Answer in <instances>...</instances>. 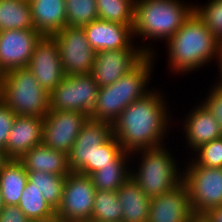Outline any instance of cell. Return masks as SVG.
Masks as SVG:
<instances>
[{
    "mask_svg": "<svg viewBox=\"0 0 222 222\" xmlns=\"http://www.w3.org/2000/svg\"><path fill=\"white\" fill-rule=\"evenodd\" d=\"M89 116L76 111H50L44 117L42 143L67 155Z\"/></svg>",
    "mask_w": 222,
    "mask_h": 222,
    "instance_id": "cell-13",
    "label": "cell"
},
{
    "mask_svg": "<svg viewBox=\"0 0 222 222\" xmlns=\"http://www.w3.org/2000/svg\"><path fill=\"white\" fill-rule=\"evenodd\" d=\"M4 202H3V198H2V194H1V191H0V212L3 210V207H4Z\"/></svg>",
    "mask_w": 222,
    "mask_h": 222,
    "instance_id": "cell-42",
    "label": "cell"
},
{
    "mask_svg": "<svg viewBox=\"0 0 222 222\" xmlns=\"http://www.w3.org/2000/svg\"><path fill=\"white\" fill-rule=\"evenodd\" d=\"M10 158L7 156L4 150L0 149V172L4 166L9 162Z\"/></svg>",
    "mask_w": 222,
    "mask_h": 222,
    "instance_id": "cell-40",
    "label": "cell"
},
{
    "mask_svg": "<svg viewBox=\"0 0 222 222\" xmlns=\"http://www.w3.org/2000/svg\"><path fill=\"white\" fill-rule=\"evenodd\" d=\"M166 148L165 144L131 153V158L134 159L131 163L135 162V158L139 161L136 164L138 166L132 165L137 170L131 167V177L149 198L173 190L183 181V170L178 164L180 161H176L174 152Z\"/></svg>",
    "mask_w": 222,
    "mask_h": 222,
    "instance_id": "cell-5",
    "label": "cell"
},
{
    "mask_svg": "<svg viewBox=\"0 0 222 222\" xmlns=\"http://www.w3.org/2000/svg\"><path fill=\"white\" fill-rule=\"evenodd\" d=\"M136 0H96L101 20L133 26Z\"/></svg>",
    "mask_w": 222,
    "mask_h": 222,
    "instance_id": "cell-27",
    "label": "cell"
},
{
    "mask_svg": "<svg viewBox=\"0 0 222 222\" xmlns=\"http://www.w3.org/2000/svg\"><path fill=\"white\" fill-rule=\"evenodd\" d=\"M203 217L207 222H222V205L209 210Z\"/></svg>",
    "mask_w": 222,
    "mask_h": 222,
    "instance_id": "cell-37",
    "label": "cell"
},
{
    "mask_svg": "<svg viewBox=\"0 0 222 222\" xmlns=\"http://www.w3.org/2000/svg\"><path fill=\"white\" fill-rule=\"evenodd\" d=\"M194 153V154H193ZM192 153V160L200 166L222 167V137L212 140ZM194 155V156H193Z\"/></svg>",
    "mask_w": 222,
    "mask_h": 222,
    "instance_id": "cell-33",
    "label": "cell"
},
{
    "mask_svg": "<svg viewBox=\"0 0 222 222\" xmlns=\"http://www.w3.org/2000/svg\"><path fill=\"white\" fill-rule=\"evenodd\" d=\"M28 222H62L57 216L56 213L54 215H51L46 218H41V219H32L29 220Z\"/></svg>",
    "mask_w": 222,
    "mask_h": 222,
    "instance_id": "cell-39",
    "label": "cell"
},
{
    "mask_svg": "<svg viewBox=\"0 0 222 222\" xmlns=\"http://www.w3.org/2000/svg\"><path fill=\"white\" fill-rule=\"evenodd\" d=\"M183 0H136L133 34L153 42L167 41L194 11V4Z\"/></svg>",
    "mask_w": 222,
    "mask_h": 222,
    "instance_id": "cell-4",
    "label": "cell"
},
{
    "mask_svg": "<svg viewBox=\"0 0 222 222\" xmlns=\"http://www.w3.org/2000/svg\"><path fill=\"white\" fill-rule=\"evenodd\" d=\"M122 215L117 191H95L90 222H122Z\"/></svg>",
    "mask_w": 222,
    "mask_h": 222,
    "instance_id": "cell-26",
    "label": "cell"
},
{
    "mask_svg": "<svg viewBox=\"0 0 222 222\" xmlns=\"http://www.w3.org/2000/svg\"><path fill=\"white\" fill-rule=\"evenodd\" d=\"M28 181L24 165L16 159H10L0 172V191L4 205H18L22 191Z\"/></svg>",
    "mask_w": 222,
    "mask_h": 222,
    "instance_id": "cell-23",
    "label": "cell"
},
{
    "mask_svg": "<svg viewBox=\"0 0 222 222\" xmlns=\"http://www.w3.org/2000/svg\"><path fill=\"white\" fill-rule=\"evenodd\" d=\"M201 103L208 109L222 130V85L214 83Z\"/></svg>",
    "mask_w": 222,
    "mask_h": 222,
    "instance_id": "cell-34",
    "label": "cell"
},
{
    "mask_svg": "<svg viewBox=\"0 0 222 222\" xmlns=\"http://www.w3.org/2000/svg\"><path fill=\"white\" fill-rule=\"evenodd\" d=\"M99 86L91 73L65 76L49 93L50 111H76L90 116Z\"/></svg>",
    "mask_w": 222,
    "mask_h": 222,
    "instance_id": "cell-8",
    "label": "cell"
},
{
    "mask_svg": "<svg viewBox=\"0 0 222 222\" xmlns=\"http://www.w3.org/2000/svg\"><path fill=\"white\" fill-rule=\"evenodd\" d=\"M34 29L28 0H0V31Z\"/></svg>",
    "mask_w": 222,
    "mask_h": 222,
    "instance_id": "cell-24",
    "label": "cell"
},
{
    "mask_svg": "<svg viewBox=\"0 0 222 222\" xmlns=\"http://www.w3.org/2000/svg\"><path fill=\"white\" fill-rule=\"evenodd\" d=\"M131 154L123 151L115 136L100 146L95 155V171L105 166H131Z\"/></svg>",
    "mask_w": 222,
    "mask_h": 222,
    "instance_id": "cell-31",
    "label": "cell"
},
{
    "mask_svg": "<svg viewBox=\"0 0 222 222\" xmlns=\"http://www.w3.org/2000/svg\"><path fill=\"white\" fill-rule=\"evenodd\" d=\"M29 220L46 218L56 212L49 206L41 192L27 181L17 205Z\"/></svg>",
    "mask_w": 222,
    "mask_h": 222,
    "instance_id": "cell-28",
    "label": "cell"
},
{
    "mask_svg": "<svg viewBox=\"0 0 222 222\" xmlns=\"http://www.w3.org/2000/svg\"><path fill=\"white\" fill-rule=\"evenodd\" d=\"M29 219L17 205H5L0 212V222H28Z\"/></svg>",
    "mask_w": 222,
    "mask_h": 222,
    "instance_id": "cell-36",
    "label": "cell"
},
{
    "mask_svg": "<svg viewBox=\"0 0 222 222\" xmlns=\"http://www.w3.org/2000/svg\"><path fill=\"white\" fill-rule=\"evenodd\" d=\"M16 114L0 99V149L6 148L7 139L10 134L12 125L15 121Z\"/></svg>",
    "mask_w": 222,
    "mask_h": 222,
    "instance_id": "cell-35",
    "label": "cell"
},
{
    "mask_svg": "<svg viewBox=\"0 0 222 222\" xmlns=\"http://www.w3.org/2000/svg\"><path fill=\"white\" fill-rule=\"evenodd\" d=\"M19 161L24 165L27 172L38 171L61 176H67L71 172L68 155L53 148H48L43 143L33 147Z\"/></svg>",
    "mask_w": 222,
    "mask_h": 222,
    "instance_id": "cell-21",
    "label": "cell"
},
{
    "mask_svg": "<svg viewBox=\"0 0 222 222\" xmlns=\"http://www.w3.org/2000/svg\"><path fill=\"white\" fill-rule=\"evenodd\" d=\"M142 44L139 46L136 43L131 49L96 52L91 74L97 85L103 87L113 84L136 68L148 55L158 57L154 48L152 49L151 41L148 46Z\"/></svg>",
    "mask_w": 222,
    "mask_h": 222,
    "instance_id": "cell-9",
    "label": "cell"
},
{
    "mask_svg": "<svg viewBox=\"0 0 222 222\" xmlns=\"http://www.w3.org/2000/svg\"><path fill=\"white\" fill-rule=\"evenodd\" d=\"M190 159L183 168V182L188 188L193 213L203 216L222 205V167H204Z\"/></svg>",
    "mask_w": 222,
    "mask_h": 222,
    "instance_id": "cell-7",
    "label": "cell"
},
{
    "mask_svg": "<svg viewBox=\"0 0 222 222\" xmlns=\"http://www.w3.org/2000/svg\"><path fill=\"white\" fill-rule=\"evenodd\" d=\"M27 173L28 181L41 192L46 202L56 212L61 204L66 176L38 171Z\"/></svg>",
    "mask_w": 222,
    "mask_h": 222,
    "instance_id": "cell-25",
    "label": "cell"
},
{
    "mask_svg": "<svg viewBox=\"0 0 222 222\" xmlns=\"http://www.w3.org/2000/svg\"><path fill=\"white\" fill-rule=\"evenodd\" d=\"M165 98L164 93L153 88L145 97L128 105L112 123V135L123 151L131 154L166 144L164 139L173 124Z\"/></svg>",
    "mask_w": 222,
    "mask_h": 222,
    "instance_id": "cell-1",
    "label": "cell"
},
{
    "mask_svg": "<svg viewBox=\"0 0 222 222\" xmlns=\"http://www.w3.org/2000/svg\"><path fill=\"white\" fill-rule=\"evenodd\" d=\"M0 99L19 116L44 118L50 110L49 93L27 67L1 75Z\"/></svg>",
    "mask_w": 222,
    "mask_h": 222,
    "instance_id": "cell-6",
    "label": "cell"
},
{
    "mask_svg": "<svg viewBox=\"0 0 222 222\" xmlns=\"http://www.w3.org/2000/svg\"><path fill=\"white\" fill-rule=\"evenodd\" d=\"M131 166H105L90 174L96 190L117 191L130 177Z\"/></svg>",
    "mask_w": 222,
    "mask_h": 222,
    "instance_id": "cell-29",
    "label": "cell"
},
{
    "mask_svg": "<svg viewBox=\"0 0 222 222\" xmlns=\"http://www.w3.org/2000/svg\"><path fill=\"white\" fill-rule=\"evenodd\" d=\"M43 122L42 117L16 115L4 149L10 159L19 160L42 143Z\"/></svg>",
    "mask_w": 222,
    "mask_h": 222,
    "instance_id": "cell-19",
    "label": "cell"
},
{
    "mask_svg": "<svg viewBox=\"0 0 222 222\" xmlns=\"http://www.w3.org/2000/svg\"><path fill=\"white\" fill-rule=\"evenodd\" d=\"M217 64H215V66L217 65L218 67V76L219 79L216 80V84L218 85H222V42L219 44V52H218V58H217Z\"/></svg>",
    "mask_w": 222,
    "mask_h": 222,
    "instance_id": "cell-38",
    "label": "cell"
},
{
    "mask_svg": "<svg viewBox=\"0 0 222 222\" xmlns=\"http://www.w3.org/2000/svg\"><path fill=\"white\" fill-rule=\"evenodd\" d=\"M166 42L167 66L175 75L197 72L213 59L217 61L220 42L194 11Z\"/></svg>",
    "mask_w": 222,
    "mask_h": 222,
    "instance_id": "cell-2",
    "label": "cell"
},
{
    "mask_svg": "<svg viewBox=\"0 0 222 222\" xmlns=\"http://www.w3.org/2000/svg\"><path fill=\"white\" fill-rule=\"evenodd\" d=\"M41 36L35 29L0 31V74L27 67Z\"/></svg>",
    "mask_w": 222,
    "mask_h": 222,
    "instance_id": "cell-15",
    "label": "cell"
},
{
    "mask_svg": "<svg viewBox=\"0 0 222 222\" xmlns=\"http://www.w3.org/2000/svg\"><path fill=\"white\" fill-rule=\"evenodd\" d=\"M27 68L48 93L65 78L58 45L53 36H41L34 46Z\"/></svg>",
    "mask_w": 222,
    "mask_h": 222,
    "instance_id": "cell-14",
    "label": "cell"
},
{
    "mask_svg": "<svg viewBox=\"0 0 222 222\" xmlns=\"http://www.w3.org/2000/svg\"><path fill=\"white\" fill-rule=\"evenodd\" d=\"M194 217L183 181L173 190L151 198L148 222H190Z\"/></svg>",
    "mask_w": 222,
    "mask_h": 222,
    "instance_id": "cell-16",
    "label": "cell"
},
{
    "mask_svg": "<svg viewBox=\"0 0 222 222\" xmlns=\"http://www.w3.org/2000/svg\"><path fill=\"white\" fill-rule=\"evenodd\" d=\"M67 26L83 27L99 19L96 0H65Z\"/></svg>",
    "mask_w": 222,
    "mask_h": 222,
    "instance_id": "cell-30",
    "label": "cell"
},
{
    "mask_svg": "<svg viewBox=\"0 0 222 222\" xmlns=\"http://www.w3.org/2000/svg\"><path fill=\"white\" fill-rule=\"evenodd\" d=\"M199 104V105H198ZM197 106L186 113L183 118V136L186 139V146L192 150L188 154H192L200 146L211 142L214 139L222 137V130L213 117V115L206 109V107L199 101Z\"/></svg>",
    "mask_w": 222,
    "mask_h": 222,
    "instance_id": "cell-18",
    "label": "cell"
},
{
    "mask_svg": "<svg viewBox=\"0 0 222 222\" xmlns=\"http://www.w3.org/2000/svg\"><path fill=\"white\" fill-rule=\"evenodd\" d=\"M83 29L89 44L96 52L131 49L136 44L133 26L97 19L83 26Z\"/></svg>",
    "mask_w": 222,
    "mask_h": 222,
    "instance_id": "cell-17",
    "label": "cell"
},
{
    "mask_svg": "<svg viewBox=\"0 0 222 222\" xmlns=\"http://www.w3.org/2000/svg\"><path fill=\"white\" fill-rule=\"evenodd\" d=\"M194 12L212 32L214 37L222 42V0H208L205 5L194 4Z\"/></svg>",
    "mask_w": 222,
    "mask_h": 222,
    "instance_id": "cell-32",
    "label": "cell"
},
{
    "mask_svg": "<svg viewBox=\"0 0 222 222\" xmlns=\"http://www.w3.org/2000/svg\"><path fill=\"white\" fill-rule=\"evenodd\" d=\"M190 222H207L203 216H195Z\"/></svg>",
    "mask_w": 222,
    "mask_h": 222,
    "instance_id": "cell-41",
    "label": "cell"
},
{
    "mask_svg": "<svg viewBox=\"0 0 222 222\" xmlns=\"http://www.w3.org/2000/svg\"><path fill=\"white\" fill-rule=\"evenodd\" d=\"M34 29L52 36L67 26L65 0H28Z\"/></svg>",
    "mask_w": 222,
    "mask_h": 222,
    "instance_id": "cell-20",
    "label": "cell"
},
{
    "mask_svg": "<svg viewBox=\"0 0 222 222\" xmlns=\"http://www.w3.org/2000/svg\"><path fill=\"white\" fill-rule=\"evenodd\" d=\"M154 60L157 61L153 55H148L118 81L99 87L96 104L89 118L112 124L128 105L150 93L153 88L150 89L148 85L152 79Z\"/></svg>",
    "mask_w": 222,
    "mask_h": 222,
    "instance_id": "cell-3",
    "label": "cell"
},
{
    "mask_svg": "<svg viewBox=\"0 0 222 222\" xmlns=\"http://www.w3.org/2000/svg\"><path fill=\"white\" fill-rule=\"evenodd\" d=\"M52 36L58 45L65 76L91 73L96 51L89 44L83 27L66 26Z\"/></svg>",
    "mask_w": 222,
    "mask_h": 222,
    "instance_id": "cell-12",
    "label": "cell"
},
{
    "mask_svg": "<svg viewBox=\"0 0 222 222\" xmlns=\"http://www.w3.org/2000/svg\"><path fill=\"white\" fill-rule=\"evenodd\" d=\"M95 191L88 175L79 172L68 173L56 216L62 222H90Z\"/></svg>",
    "mask_w": 222,
    "mask_h": 222,
    "instance_id": "cell-10",
    "label": "cell"
},
{
    "mask_svg": "<svg viewBox=\"0 0 222 222\" xmlns=\"http://www.w3.org/2000/svg\"><path fill=\"white\" fill-rule=\"evenodd\" d=\"M112 136V124L88 118L68 154L71 172L94 173L96 151Z\"/></svg>",
    "mask_w": 222,
    "mask_h": 222,
    "instance_id": "cell-11",
    "label": "cell"
},
{
    "mask_svg": "<svg viewBox=\"0 0 222 222\" xmlns=\"http://www.w3.org/2000/svg\"><path fill=\"white\" fill-rule=\"evenodd\" d=\"M117 195L123 210L122 222H148L151 198L132 177L117 190Z\"/></svg>",
    "mask_w": 222,
    "mask_h": 222,
    "instance_id": "cell-22",
    "label": "cell"
}]
</instances>
